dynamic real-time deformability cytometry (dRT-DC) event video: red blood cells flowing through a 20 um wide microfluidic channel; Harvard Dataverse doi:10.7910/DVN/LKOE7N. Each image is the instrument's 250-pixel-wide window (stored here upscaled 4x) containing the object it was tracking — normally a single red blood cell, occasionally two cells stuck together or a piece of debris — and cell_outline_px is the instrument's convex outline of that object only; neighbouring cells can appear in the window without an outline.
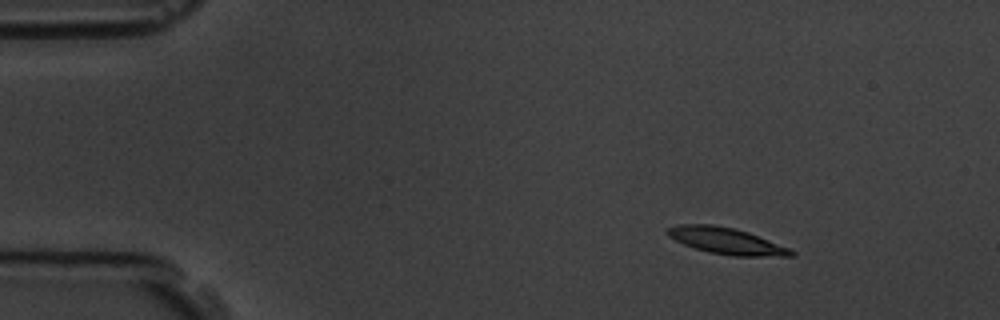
{"species": "common noctule bat (a hibernating species)", "species_latin": "Nyctalus noctula", "temperature_condition": "room temperature", "stored_images_in_passage": 5, "camera_frame_rate_fps": 3000, "um_per_image_px": 0.085, "animal": {"sex": "male", "body_mass_g": 19.5, "forearm_length_mm": 54.6}, "frame": {"image": 1, "passage_image": 2, "time_ms": 1.333, "image_size_px": [1000, 320], "cell_outline_px": [[796, 256], [732, 256], [708, 252], [684, 244], [668, 236], [668, 228], [676, 224], [712, 224], [736, 228], [748, 232], [792, 248], [796, 252]], "centroid_in_image_um": [61.81, 20.48], "position_along_channel_um": 23.2, "area_um2": 19.19}}
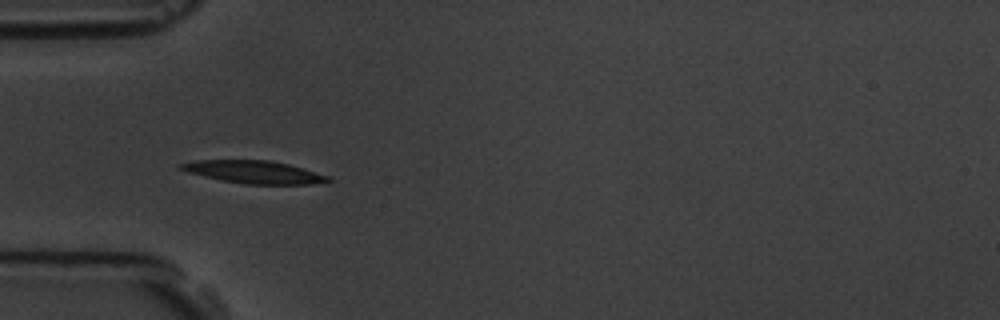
{"frame": {"image": 2, "passage_image": 4, "time_ms": 4.667, "image_size_px": [1000, 320], "cell_outline_px": [[332, 180], [312, 184], [244, 184], [220, 180], [188, 172], [176, 168], [176, 164], [196, 160], [268, 160], [288, 164], [304, 168], [332, 176]], "centroid_in_image_um": [21.58, 14.62], "position_along_channel_um": 63.4, "area_um2": 19.65}}
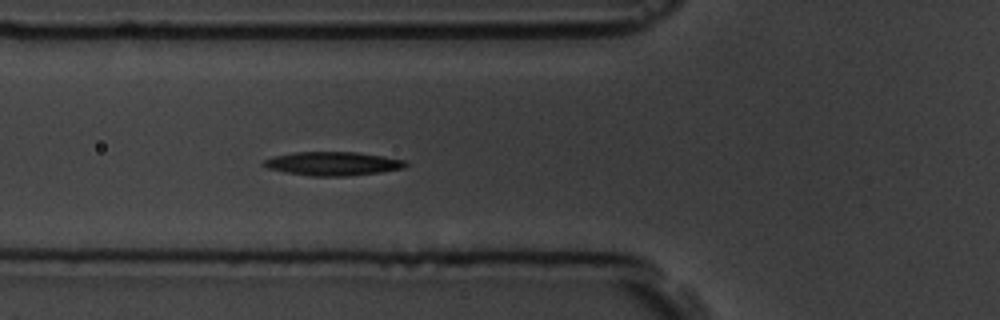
{"frame": {"image": 3, "passage_image": 5, "time_ms": 5.667, "image_size_px": [1000, 320], "cell_outline_px": [[408, 164], [404, 168], [380, 172], [344, 176], [312, 176], [284, 172], [268, 168], [260, 164], [264, 160], [272, 156], [296, 152], [356, 152], [384, 156], [408, 160]], "centroid_in_image_um": [28.29, 13.9], "position_along_channel_um": 97.5, "area_um2": 19.71}}